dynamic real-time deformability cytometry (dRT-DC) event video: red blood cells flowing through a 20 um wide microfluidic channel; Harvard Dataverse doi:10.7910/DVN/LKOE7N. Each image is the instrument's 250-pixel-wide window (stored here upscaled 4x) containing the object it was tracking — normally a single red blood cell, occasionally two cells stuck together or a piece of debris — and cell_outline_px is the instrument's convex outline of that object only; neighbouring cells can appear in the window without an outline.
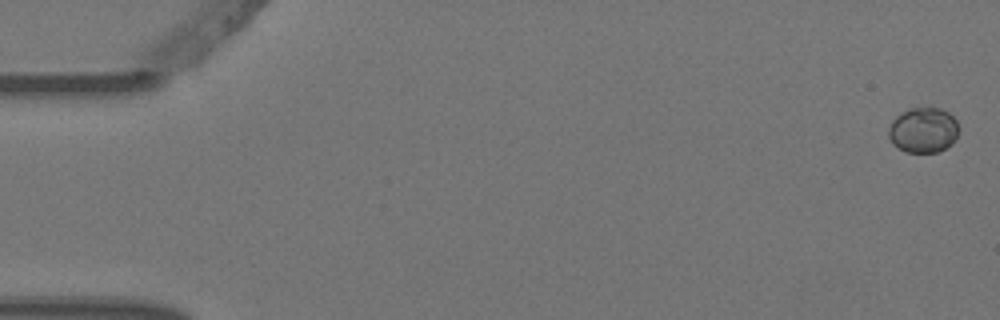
{"species": "Egyptian fruit bat (a non-hibernating species)", "species_latin": "Rousettus aegyptiacus", "temperature_condition": "warm", "stored_images_in_passage": 5, "camera_frame_rate_fps": 3000, "um_per_image_px": 0.085, "animal": {"sex": "female"}, "frame": {"image": 1, "passage_image": 1, "time_ms": 0.0, "image_size_px": [1000, 320], "cell_outline_px": [[956, 140], [952, 144], [936, 152], [904, 152], [896, 148], [892, 144], [888, 136], [888, 128], [892, 120], [896, 116], [912, 108], [940, 108], [948, 112], [956, 120]], "centroid_in_image_um": [78.43, 11.08], "position_along_channel_um": 6.6, "area_um2": 18.44}}
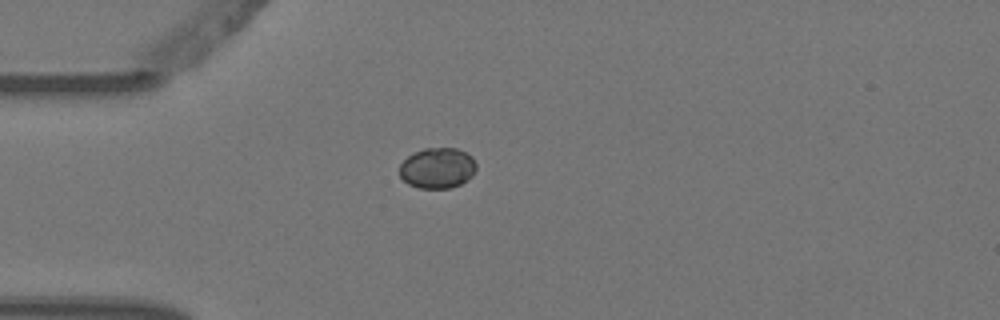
{"frame": {"image": 2, "passage_image": 5, "time_ms": 1.333, "image_size_px": [1000, 320], "cell_outline_px": [[476, 168], [472, 176], [460, 184], [448, 188], [420, 188], [408, 184], [400, 176], [400, 164], [408, 156], [424, 148], [456, 148], [472, 156], [476, 164]], "centroid_in_image_um": [37.18, 14.28], "position_along_channel_um": 47.8, "area_um2": 18.03}}